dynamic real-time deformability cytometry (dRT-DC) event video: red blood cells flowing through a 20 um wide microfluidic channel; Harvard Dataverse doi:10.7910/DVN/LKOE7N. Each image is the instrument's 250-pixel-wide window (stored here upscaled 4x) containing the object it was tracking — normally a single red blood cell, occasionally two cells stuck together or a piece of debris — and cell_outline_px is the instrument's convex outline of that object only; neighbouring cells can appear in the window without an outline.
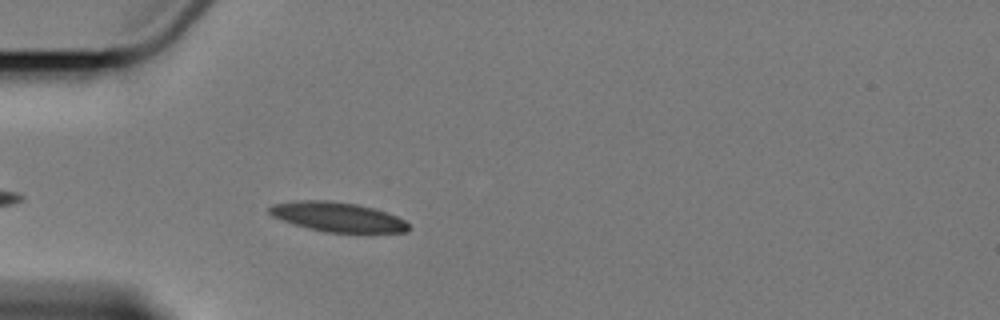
{"species": "Egyptian fruit bat (a non-hibernating species)", "species_latin": "Rousettus aegyptiacus", "temperature_condition": "cold", "stored_images_in_passage": 4, "camera_frame_rate_fps": 3000, "um_per_image_px": 0.085, "animal": {"sex": "female"}, "frame": {"image": 1, "passage_image": 4, "time_ms": 3.667, "image_size_px": [1000, 320], "cell_outline_px": [[408, 232], [372, 236], [364, 236], [324, 232], [292, 224], [272, 216], [268, 212], [268, 208], [272, 204], [296, 200], [328, 200], [356, 204], [372, 208], [396, 216], [404, 220], [408, 224]], "centroid_in_image_um": [28.76, 18.51], "position_along_channel_um": 56.2, "area_um2": 25.14}}